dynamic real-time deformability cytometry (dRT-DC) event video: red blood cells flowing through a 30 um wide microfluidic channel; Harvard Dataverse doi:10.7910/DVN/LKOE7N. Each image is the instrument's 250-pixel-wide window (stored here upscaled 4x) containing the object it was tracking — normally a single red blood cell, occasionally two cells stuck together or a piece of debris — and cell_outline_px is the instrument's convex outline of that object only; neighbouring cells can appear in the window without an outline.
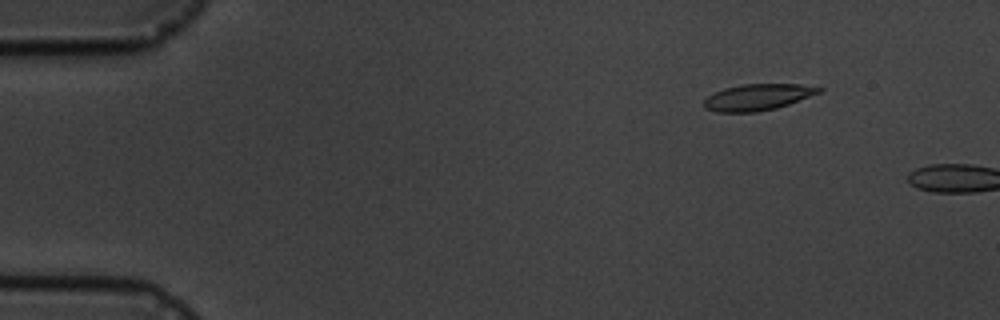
{"species": "common noctule bat (a hibernating species)", "species_latin": "Nyctalus noctula", "temperature_condition": "cold", "stored_images_in_passage": 3, "camera_frame_rate_fps": 3000, "um_per_image_px": 0.085, "animal": {"sex": "male", "body_mass_g": 19.5, "forearm_length_mm": 54.6}, "frame": {"image": 1, "passage_image": 2, "time_ms": 1.0, "image_size_px": [1000, 320], "cell_outline_px": [[824, 88], [820, 92], [788, 104], [776, 108], [756, 112], [716, 112], [704, 108], [704, 100], [708, 96], [724, 88], [740, 84], [800, 84]], "centroid_in_image_um": [64.38, 8.25], "position_along_channel_um": 20.6, "area_um2": 17.51}}